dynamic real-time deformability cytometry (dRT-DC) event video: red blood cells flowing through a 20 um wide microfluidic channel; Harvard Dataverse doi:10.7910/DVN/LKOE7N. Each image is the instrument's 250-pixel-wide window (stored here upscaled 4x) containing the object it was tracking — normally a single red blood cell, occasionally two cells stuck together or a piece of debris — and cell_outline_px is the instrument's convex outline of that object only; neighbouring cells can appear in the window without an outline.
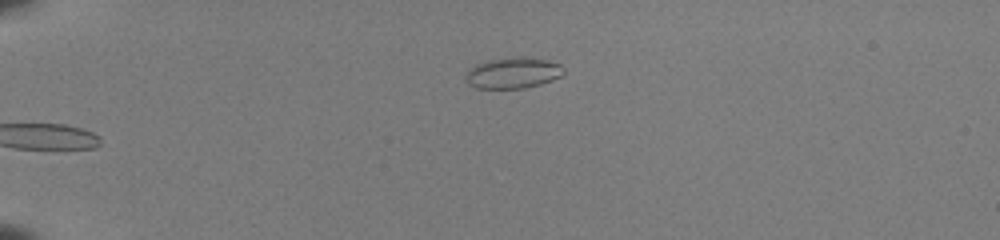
{"species": "common noctule bat (a hibernating species)", "species_latin": "Nyctalus noctula", "temperature_condition": "room temperature", "stored_images_in_passage": 40, "camera_frame_rate_fps": 3000, "um_per_image_px": 0.085, "animal": {"sex": "female", "body_mass_g": 22.0, "forearm_length_mm": 56.7}, "frame": {"image": 1, "passage_image": 2, "time_ms": 0.333, "image_size_px": [1000, 240], "cell_outline_px": [[564, 72], [560, 76], [552, 80], [540, 84], [524, 88], [476, 88], [468, 84], [464, 80], [464, 76], [476, 64], [488, 60], [524, 56], [548, 60], [560, 64], [564, 68]], "centroid_in_image_um": [43.61, 6.2], "position_along_channel_um": 41.4, "area_um2": 17.69}}
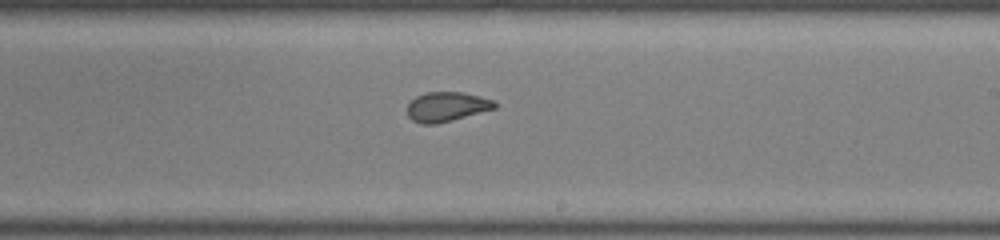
{"frame": {"image": 2, "passage_image": 22, "time_ms": 7.0, "image_size_px": [1000, 240], "cell_outline_px": [[496, 108], [452, 120], [436, 124], [420, 124], [412, 120], [408, 116], [408, 104], [416, 96], [424, 92], [464, 92], [480, 96], [492, 100], [496, 104]], "centroid_in_image_um": [37.95, 9.07], "position_along_channel_um": 251.1, "area_um2": 15.03}}
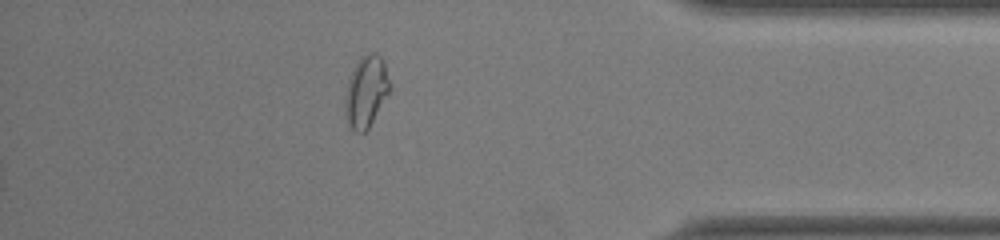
{"frame": {"image": 3, "passage_image": 35, "time_ms": 11.333, "image_size_px": [1000, 240], "cell_outline_px": [[392, 84], [388, 92], [368, 128], [364, 132], [356, 132], [348, 124], [344, 116], [344, 96], [348, 80], [356, 60], [360, 56], [368, 52], [376, 52], [384, 60]], "centroid_in_image_um": [31.1, 7.72], "position_along_channel_um": 404.1, "area_um2": 18.9}, "authors_computed_cell_mechanics": {"area_um2": 16.0106, "velocity_mm_per_s": 4.0038, "shape_relaxation_time_tau1_ms": 6.786, "shape_relaxation_time_tau2_ms": 1.1114, "deformation_change_tau1": 0.1992, "deformation_change_tau2": 0.0659}}